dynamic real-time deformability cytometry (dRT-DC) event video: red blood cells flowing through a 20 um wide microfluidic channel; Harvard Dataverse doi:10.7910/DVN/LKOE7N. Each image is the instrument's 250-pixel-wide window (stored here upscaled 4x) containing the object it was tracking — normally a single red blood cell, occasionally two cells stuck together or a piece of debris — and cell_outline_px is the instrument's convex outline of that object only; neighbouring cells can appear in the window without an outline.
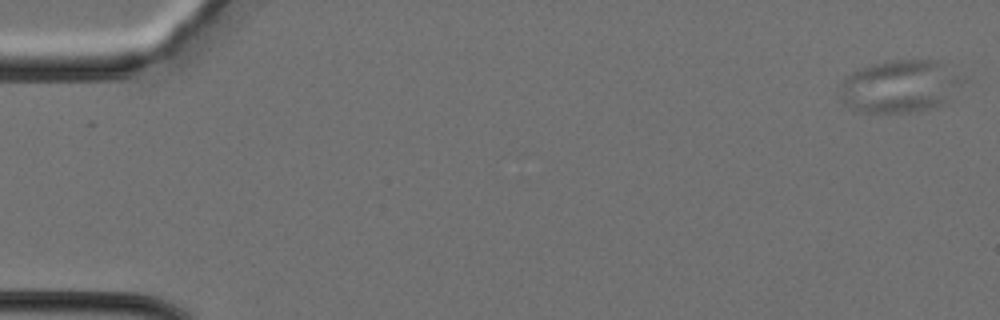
{"species": "Egyptian fruit bat (a non-hibernating species)", "species_latin": "Rousettus aegyptiacus", "temperature_condition": "cold", "stored_images_in_passage": 2, "camera_frame_rate_fps": 3000, "um_per_image_px": 0.085, "animal": {"sex": "female"}, "frame": {"image": 1, "passage_image": 1, "time_ms": 0.0, "image_size_px": [1000, 320], "cell_outline_px": [[968, 80], [952, 100], [944, 104], [928, 108], [908, 112], [860, 112], [844, 104], [840, 100], [840, 84], [852, 72], [860, 68], [876, 64], [896, 60], [936, 60], [944, 64], [964, 76]], "centroid_in_image_um": [76.58, 7.34], "position_along_channel_um": 8.4, "area_um2": 38.03}}